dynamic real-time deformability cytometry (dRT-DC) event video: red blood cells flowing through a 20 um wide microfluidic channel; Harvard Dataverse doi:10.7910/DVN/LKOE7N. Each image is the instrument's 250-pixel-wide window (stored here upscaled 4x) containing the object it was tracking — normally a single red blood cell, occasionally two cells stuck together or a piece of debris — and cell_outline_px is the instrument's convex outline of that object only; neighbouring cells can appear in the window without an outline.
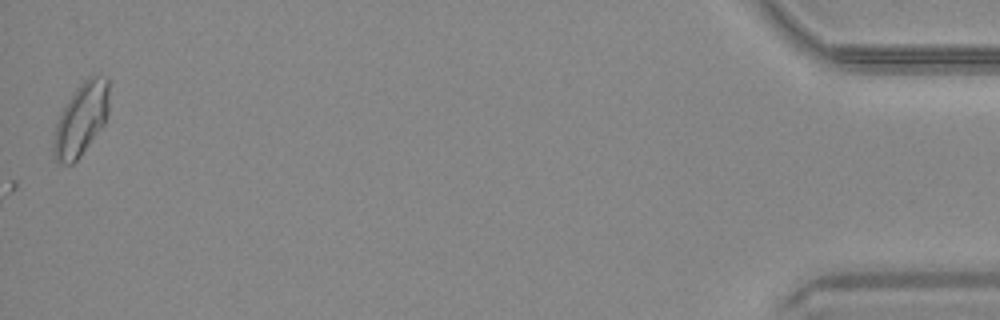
{"species": "common noctule bat (a hibernating species)", "species_latin": "Nyctalus noctula", "temperature_condition": "warm", "stored_images_in_passage": 59, "camera_frame_rate_fps": 3000, "um_per_image_px": 0.085, "animal": {"sex": "male", "body_mass_g": 20.4}, "frame": {"image": 1, "passage_image": 59, "time_ms": 19.333, "image_size_px": [1000, 320], "cell_outline_px": [[108, 112], [104, 124], [80, 156], [72, 164], [64, 164], [56, 160], [52, 156], [52, 140], [56, 124], [60, 112], [76, 88], [88, 76], [108, 76]], "centroid_in_image_um": [6.87, 10.15], "position_along_channel_um": 428.3, "area_um2": 23.47}}